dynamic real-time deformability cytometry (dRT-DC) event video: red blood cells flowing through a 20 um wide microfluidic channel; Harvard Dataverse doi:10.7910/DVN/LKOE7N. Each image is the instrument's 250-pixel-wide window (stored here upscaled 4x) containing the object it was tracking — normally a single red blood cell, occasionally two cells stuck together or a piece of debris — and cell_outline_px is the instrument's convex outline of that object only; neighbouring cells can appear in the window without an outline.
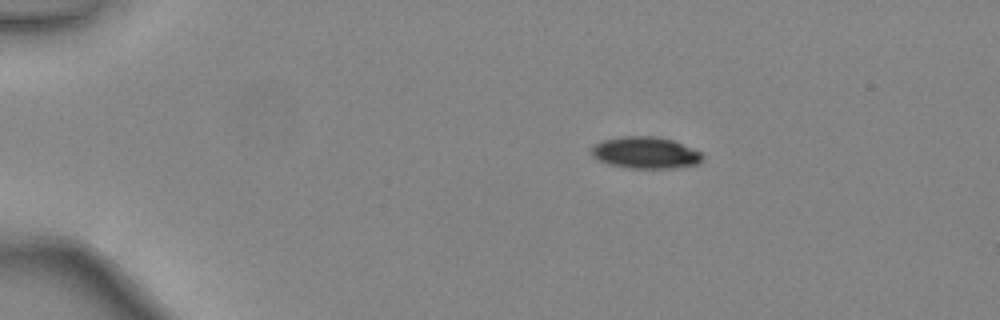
{"species": "common noctule bat (a hibernating species)", "species_latin": "Nyctalus noctula", "temperature_condition": "warm", "stored_images_in_passage": 39, "camera_frame_rate_fps": 3000, "um_per_image_px": 0.085, "animal": {"sex": "female", "body_mass_g": 24.6, "forearm_length_mm": 56.2}, "frame": {"image": 1, "passage_image": 1, "time_ms": 0.0, "image_size_px": [1000, 320], "cell_outline_px": [[704, 160], [700, 164], [672, 168], [628, 168], [608, 164], [592, 156], [592, 148], [596, 144], [604, 140], [620, 136], [656, 136], [672, 140], [700, 152], [704, 156]], "centroid_in_image_um": [54.89, 12.99], "position_along_channel_um": 30.1, "area_um2": 20.46}}
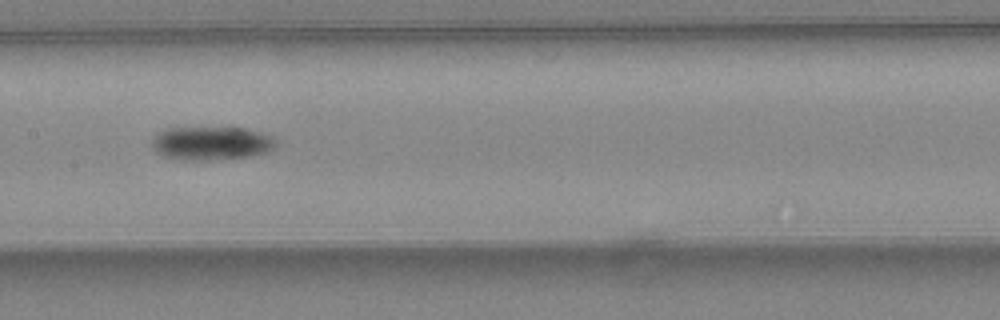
{"frame": {"image": 2, "passage_image": 17, "time_ms": 5.333, "image_size_px": [1000, 320], "cell_outline_px": [[276, 144], [268, 152], [252, 156], [228, 160], [180, 160], [160, 156], [152, 148], [152, 140], [160, 132], [168, 128], [244, 128], [260, 132], [272, 136], [276, 140]], "centroid_in_image_um": [17.97, 12.21], "position_along_channel_um": 189.4, "area_um2": 24.57}}
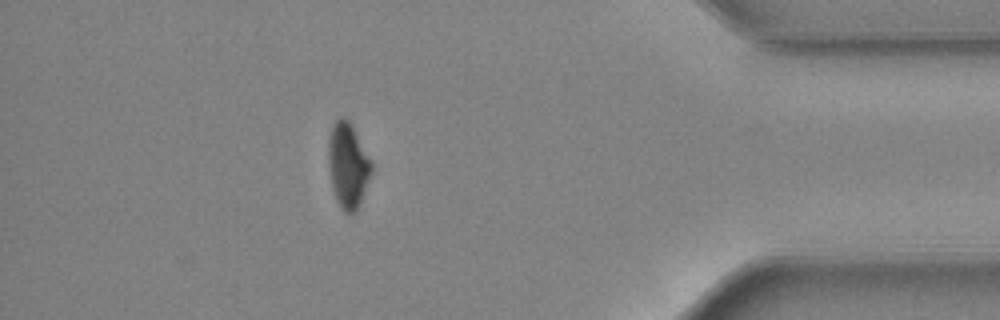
{"frame": {"image": 3, "passage_image": 34, "time_ms": 11.0, "image_size_px": [1000, 320], "cell_outline_px": [[372, 172], [356, 212], [352, 216], [344, 212], [340, 208], [336, 200], [332, 188], [328, 164], [328, 136], [332, 124], [340, 116], [344, 116], [348, 120], [372, 160]], "centroid_in_image_um": [29.56, 14.07], "position_along_channel_um": 405.6, "area_um2": 21.68}, "authors_computed_cell_mechanics": {"area_um2": 23.1778, "velocity_mm_per_s": 4.4714, "shape_relaxation_time_tau1_ms": 3.6524, "shape_relaxation_time_tau2_ms": null, "deformation_change_tau1": 0.143, "deformation_change_tau2": null}}